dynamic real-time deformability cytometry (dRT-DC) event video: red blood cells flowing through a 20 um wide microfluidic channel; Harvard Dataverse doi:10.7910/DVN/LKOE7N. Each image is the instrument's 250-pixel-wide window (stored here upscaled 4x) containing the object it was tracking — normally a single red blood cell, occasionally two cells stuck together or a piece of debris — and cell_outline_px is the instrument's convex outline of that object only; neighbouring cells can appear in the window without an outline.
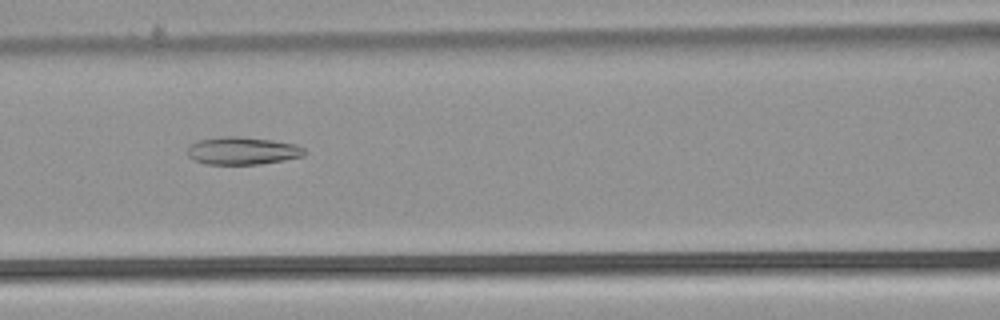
{"species": "common noctule bat (a hibernating species)", "species_latin": "Nyctalus noctula", "temperature_condition": "warm", "stored_images_in_passage": 49, "camera_frame_rate_fps": 3000, "um_per_image_px": 0.085, "animal": {"sex": "male", "body_mass_g": 21.5, "forearm_length_mm": 52.0}, "frame": {"image": 1, "passage_image": 20, "time_ms": 6.333, "image_size_px": [1000, 320], "cell_outline_px": [[304, 156], [284, 160], [260, 164], [204, 164], [192, 160], [188, 156], [188, 144], [200, 140], [224, 136], [240, 136], [272, 140], [296, 144], [304, 148]], "centroid_in_image_um": [20.58, 12.81], "position_along_channel_um": 146.0, "area_um2": 18.96}}
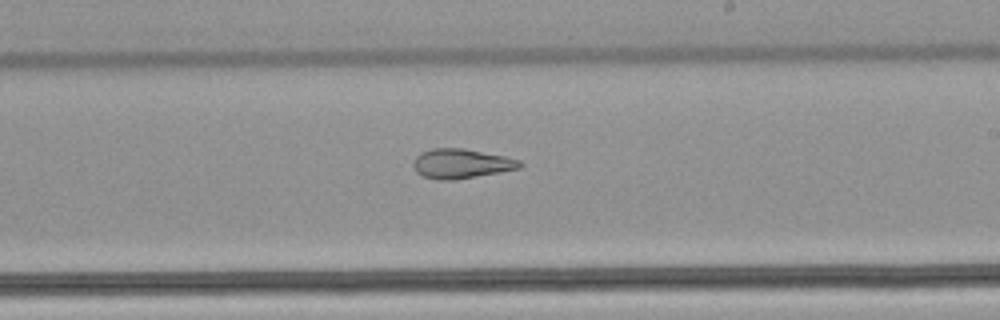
{"frame": {"image": 2, "passage_image": 28, "time_ms": 9.0, "image_size_px": [1000, 320], "cell_outline_px": [[524, 164], [520, 168], [452, 180], [440, 180], [424, 176], [416, 172], [412, 164], [416, 156], [420, 152], [432, 148], [464, 148], [504, 156], [520, 160]], "centroid_in_image_um": [39.18, 13.89], "position_along_channel_um": 249.8, "area_um2": 18.21}}
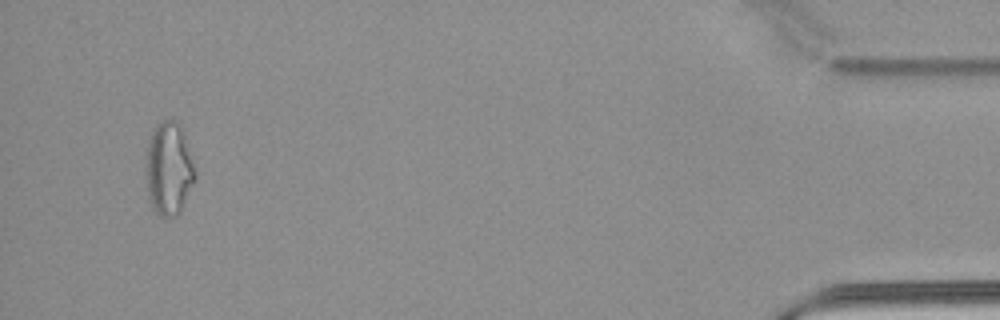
{"frame": {"image": 3, "passage_image": 47, "time_ms": 15.333, "image_size_px": [1000, 320], "cell_outline_px": [[196, 180], [180, 212], [176, 216], [160, 216], [152, 208], [148, 196], [144, 172], [148, 140], [156, 124], [160, 120], [176, 120], [180, 124], [184, 132], [196, 172]], "centroid_in_image_um": [14.34, 14.33], "position_along_channel_um": 420.9, "area_um2": 27.28}, "authors_computed_cell_mechanics": {"area_um2": 22.3686, "velocity_mm_per_s": 3.9072, "shape_relaxation_time_tau1_ms": null, "shape_relaxation_time_tau2_ms": 4.0445, "deformation_change_tau1": null, "deformation_change_tau2": 0.1293}}